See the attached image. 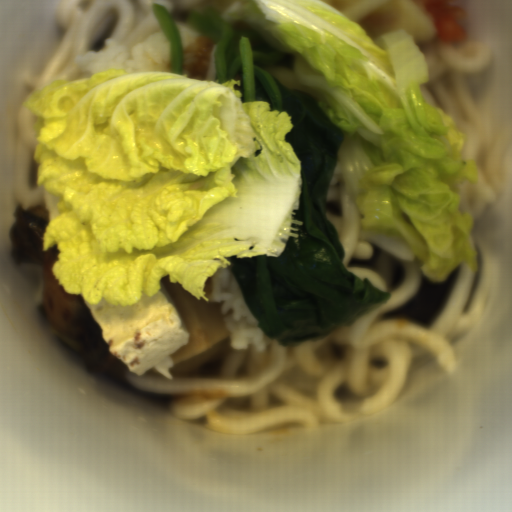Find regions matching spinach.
Here are the masks:
<instances>
[{"label": "spinach", "instance_id": "spinach-1", "mask_svg": "<svg viewBox=\"0 0 512 512\" xmlns=\"http://www.w3.org/2000/svg\"><path fill=\"white\" fill-rule=\"evenodd\" d=\"M184 23L216 45L215 80H240L242 102L266 101L288 112L294 128L286 134L301 162L302 192L290 236L279 258H226L256 324L283 348L325 338L335 327L352 326L386 304L392 293L348 271L340 234L327 219L328 188L343 135L318 101L297 79L294 54L267 44L254 30L222 18L221 9H191Z\"/></svg>", "mask_w": 512, "mask_h": 512}, {"label": "spinach", "instance_id": "spinach-2", "mask_svg": "<svg viewBox=\"0 0 512 512\" xmlns=\"http://www.w3.org/2000/svg\"><path fill=\"white\" fill-rule=\"evenodd\" d=\"M154 15L170 42L171 73L182 76L183 45L180 31L166 6L152 4Z\"/></svg>", "mask_w": 512, "mask_h": 512}]
</instances>
